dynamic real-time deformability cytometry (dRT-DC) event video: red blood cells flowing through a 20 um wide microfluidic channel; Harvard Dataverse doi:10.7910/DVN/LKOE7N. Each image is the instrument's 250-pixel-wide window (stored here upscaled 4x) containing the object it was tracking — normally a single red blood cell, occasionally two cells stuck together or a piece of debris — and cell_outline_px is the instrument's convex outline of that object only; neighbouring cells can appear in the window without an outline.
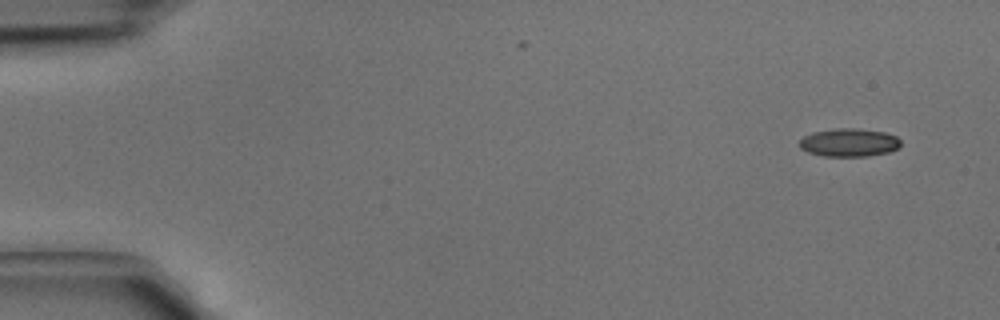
{"species": "common noctule bat (a hibernating species)", "species_latin": "Nyctalus noctula", "temperature_condition": "cold", "stored_images_in_passage": 41, "camera_frame_rate_fps": 3000, "um_per_image_px": 0.085, "animal": {"sex": "male", "body_mass_g": 15.6}, "frame": {"image": 1, "passage_image": 1, "time_ms": 0.0, "image_size_px": [1000, 320], "cell_outline_px": [[900, 144], [896, 148], [888, 152], [868, 156], [824, 156], [808, 152], [800, 148], [800, 140], [804, 136], [812, 132], [836, 128], [856, 128], [884, 132], [896, 136], [900, 140]], "centroid_in_image_um": [72.15, 12.11], "position_along_channel_um": 12.8, "area_um2": 16.53}}
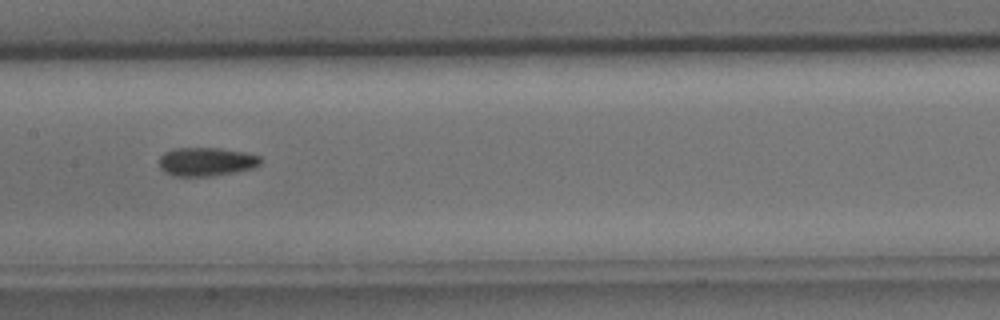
{"frame": {"image": 2, "passage_image": 20, "time_ms": 6.333, "image_size_px": [1000, 320], "cell_outline_px": [[260, 164], [252, 168], [212, 176], [172, 176], [164, 172], [160, 168], [160, 156], [164, 152], [172, 148], [220, 148], [244, 152], [260, 156]], "centroid_in_image_um": [17.49, 13.74], "position_along_channel_um": 189.9, "area_um2": 16.88}}
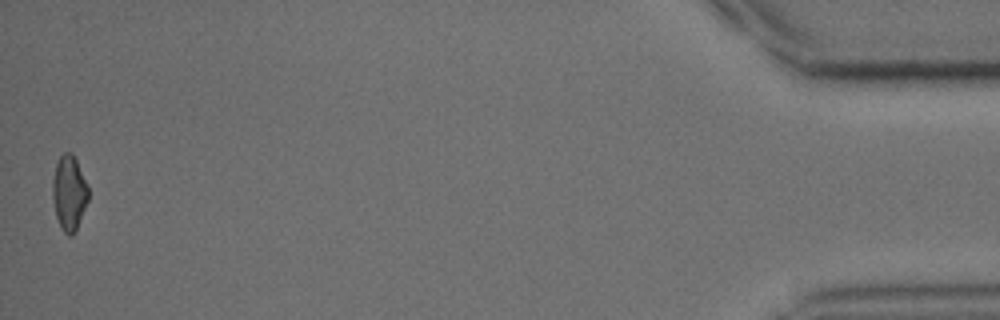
{"frame": {"image": 3, "passage_image": 41, "time_ms": 13.333, "image_size_px": [1000, 320], "cell_outline_px": [[88, 200], [76, 228], [72, 236], [68, 236], [60, 228], [56, 216], [52, 196], [52, 180], [56, 164], [60, 156], [64, 152], [72, 152], [88, 184]], "centroid_in_image_um": [5.86, 16.38], "position_along_channel_um": 429.3, "area_um2": 15.61}}